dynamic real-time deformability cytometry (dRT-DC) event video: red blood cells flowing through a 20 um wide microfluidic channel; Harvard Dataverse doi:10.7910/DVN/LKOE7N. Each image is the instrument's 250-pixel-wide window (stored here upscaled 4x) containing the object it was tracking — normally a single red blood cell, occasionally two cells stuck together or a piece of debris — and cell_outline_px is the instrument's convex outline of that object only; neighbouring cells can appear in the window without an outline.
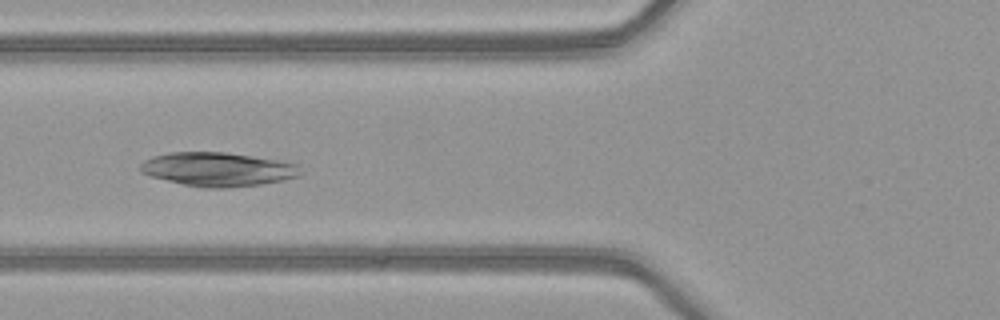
{"species": "common noctule bat (a hibernating species)", "species_latin": "Nyctalus noctula", "temperature_condition": "warm", "stored_images_in_passage": 5, "camera_frame_rate_fps": 3000, "um_per_image_px": 0.085, "animal": {"sex": "female", "body_mass_g": 21.9}, "frame": {"image": 1, "passage_image": 5, "time_ms": 1.333, "image_size_px": [1000, 320], "cell_outline_px": [[304, 172], [300, 176], [284, 180], [260, 184], [228, 188], [204, 188], [184, 184], [152, 176], [140, 172], [140, 164], [144, 160], [152, 156], [168, 152], [224, 152], [284, 160], [296, 164]], "centroid_in_image_um": [18.57, 14.38], "position_along_channel_um": 107.2, "area_um2": 31.85}}